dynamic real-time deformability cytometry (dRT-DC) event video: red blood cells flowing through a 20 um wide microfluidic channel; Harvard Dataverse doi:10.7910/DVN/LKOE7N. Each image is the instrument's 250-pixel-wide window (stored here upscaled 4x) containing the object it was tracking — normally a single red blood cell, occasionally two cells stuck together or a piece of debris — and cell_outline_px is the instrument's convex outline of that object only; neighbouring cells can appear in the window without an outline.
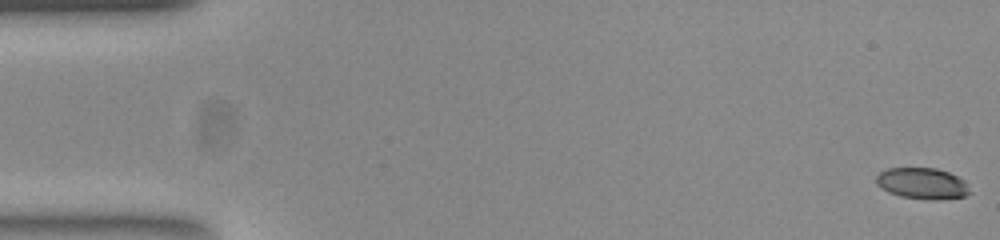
{"species": "common noctule bat (a hibernating species)", "species_latin": "Nyctalus noctula", "temperature_condition": "room temperature", "stored_images_in_passage": 53, "camera_frame_rate_fps": 3000, "um_per_image_px": 0.085, "animal": {"sex": "female", "body_mass_g": 23.0, "forearm_length_mm": 53.4}, "frame": {"image": 1, "passage_image": 1, "time_ms": 0.0, "image_size_px": [1000, 240], "cell_outline_px": [[972, 192], [964, 196], [940, 200], [928, 200], [900, 196], [888, 192], [880, 188], [876, 184], [876, 176], [880, 172], [888, 168], [936, 168], [948, 172], [964, 180], [968, 184]], "centroid_in_image_um": [78.4, 15.6], "position_along_channel_um": 6.6, "area_um2": 17.22}}
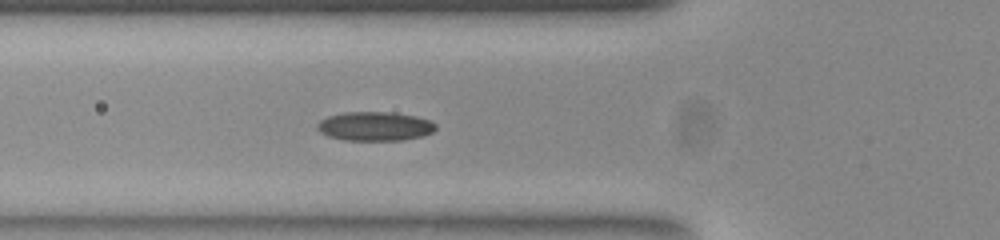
{"frame": {"image": 2, "passage_image": 19, "time_ms": 6.0, "image_size_px": [1000, 240], "cell_outline_px": [[436, 128], [432, 132], [424, 136], [404, 140], [344, 140], [328, 136], [320, 132], [316, 128], [316, 124], [320, 120], [328, 116], [344, 112], [392, 112], [416, 116], [428, 120], [436, 124]], "centroid_in_image_um": [31.85, 10.73], "position_along_channel_um": 93.9, "area_um2": 20.17}}
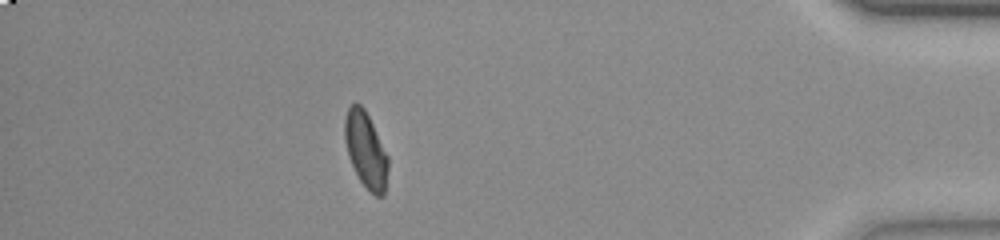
{"frame": {"image": 3, "passage_image": 47, "time_ms": 15.333, "image_size_px": [1000, 240], "cell_outline_px": [[388, 168], [384, 196], [376, 196], [360, 180], [348, 156], [344, 136], [344, 120], [348, 108], [352, 104], [360, 104], [364, 108], [388, 156]], "centroid_in_image_um": [31.08, 12.74], "position_along_channel_um": 404.1, "area_um2": 18.79}, "authors_computed_cell_mechanics": {"area_um2": 19.074, "velocity_mm_per_s": 3.868, "shape_relaxation_time_tau1_ms": 5.8126, "shape_relaxation_time_tau2_ms": 2.1501, "deformation_change_tau1": 0.1456, "deformation_change_tau2": 0.0677}}